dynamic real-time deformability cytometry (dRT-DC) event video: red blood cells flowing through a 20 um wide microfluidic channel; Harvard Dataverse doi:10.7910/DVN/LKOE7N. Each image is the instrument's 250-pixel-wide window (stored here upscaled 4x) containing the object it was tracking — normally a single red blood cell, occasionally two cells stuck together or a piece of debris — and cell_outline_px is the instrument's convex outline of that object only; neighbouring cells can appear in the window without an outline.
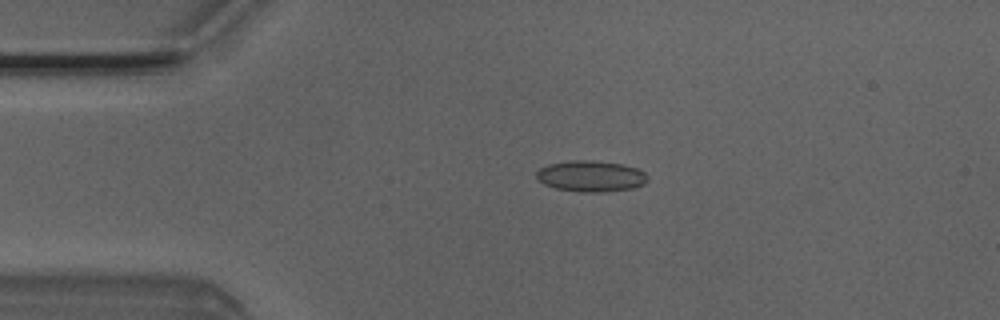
{"species": "Egyptian fruit bat (a non-hibernating species)", "species_latin": "Rousettus aegyptiacus", "temperature_condition": "room temperature", "stored_images_in_passage": 3, "camera_frame_rate_fps": 3000, "um_per_image_px": 0.085, "animal": {"sex": "male"}, "frame": {"image": 1, "passage_image": 2, "time_ms": 0.333, "image_size_px": [1000, 320], "cell_outline_px": [[648, 180], [644, 184], [632, 188], [604, 192], [584, 192], [556, 188], [544, 184], [536, 176], [536, 172], [540, 168], [548, 164], [568, 160], [592, 160], [620, 164], [636, 168], [644, 172], [648, 176]], "centroid_in_image_um": [50.22, 14.97], "position_along_channel_um": 34.8, "area_um2": 20.06}}